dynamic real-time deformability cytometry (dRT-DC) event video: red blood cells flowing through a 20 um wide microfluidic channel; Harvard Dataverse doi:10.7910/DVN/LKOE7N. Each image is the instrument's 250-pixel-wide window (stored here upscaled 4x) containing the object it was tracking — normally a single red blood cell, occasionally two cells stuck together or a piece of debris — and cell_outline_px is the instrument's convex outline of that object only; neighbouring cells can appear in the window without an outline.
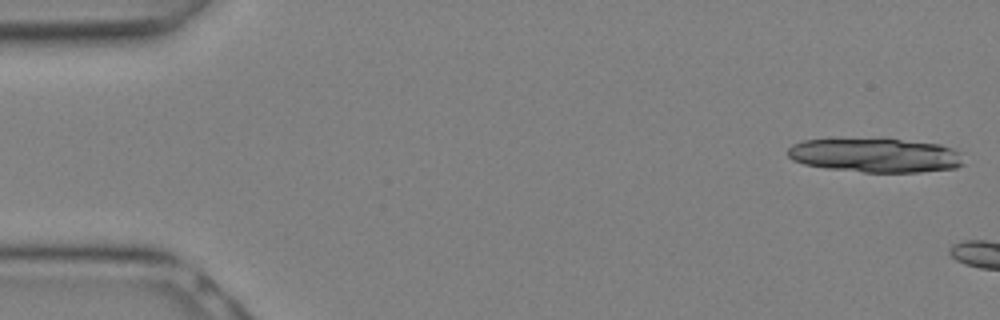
{"species": "Egyptian fruit bat (a non-hibernating species)", "species_latin": "Rousettus aegyptiacus", "temperature_condition": "warm", "stored_images_in_passage": 3, "camera_frame_rate_fps": 3000, "um_per_image_px": 0.085, "animal": {"sex": "female"}, "frame": {"image": 1, "passage_image": 1, "time_ms": 0.0, "image_size_px": [1000, 320], "cell_outline_px": [[964, 164], [956, 168], [920, 172], [864, 172], [828, 168], [804, 164], [792, 160], [788, 156], [788, 148], [792, 144], [804, 140], [880, 136], [884, 136], [940, 144], [952, 148], [960, 152]], "centroid_in_image_um": [74.42, 13.15], "position_along_channel_um": 10.6, "area_um2": 36.24}}